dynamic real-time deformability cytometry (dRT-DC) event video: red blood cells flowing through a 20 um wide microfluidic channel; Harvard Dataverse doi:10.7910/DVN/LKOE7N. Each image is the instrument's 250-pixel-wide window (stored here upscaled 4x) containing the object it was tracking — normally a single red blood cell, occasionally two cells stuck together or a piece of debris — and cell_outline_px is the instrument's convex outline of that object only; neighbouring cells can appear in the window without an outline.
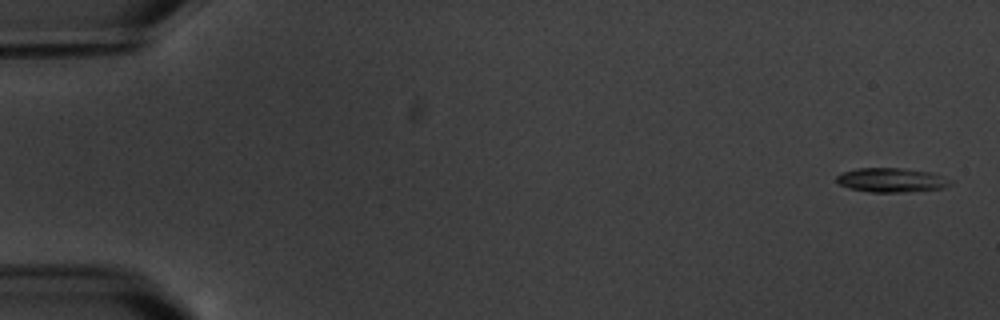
{"species": "common noctule bat (a hibernating species)", "species_latin": "Nyctalus noctula", "temperature_condition": "warm", "stored_images_in_passage": 4, "camera_frame_rate_fps": 3000, "um_per_image_px": 0.085, "animal": {"sex": "male", "body_mass_g": 20.1, "forearm_length_mm": 53.5}, "frame": {"image": 1, "passage_image": 1, "time_ms": 0.0, "image_size_px": [1000, 320], "cell_outline_px": [[952, 184], [944, 188], [904, 192], [872, 192], [848, 188], [840, 184], [836, 180], [836, 176], [840, 172], [856, 168], [900, 168], [932, 172], [952, 180]], "centroid_in_image_um": [75.77, 15.3], "position_along_channel_um": 9.2, "area_um2": 16.18}}